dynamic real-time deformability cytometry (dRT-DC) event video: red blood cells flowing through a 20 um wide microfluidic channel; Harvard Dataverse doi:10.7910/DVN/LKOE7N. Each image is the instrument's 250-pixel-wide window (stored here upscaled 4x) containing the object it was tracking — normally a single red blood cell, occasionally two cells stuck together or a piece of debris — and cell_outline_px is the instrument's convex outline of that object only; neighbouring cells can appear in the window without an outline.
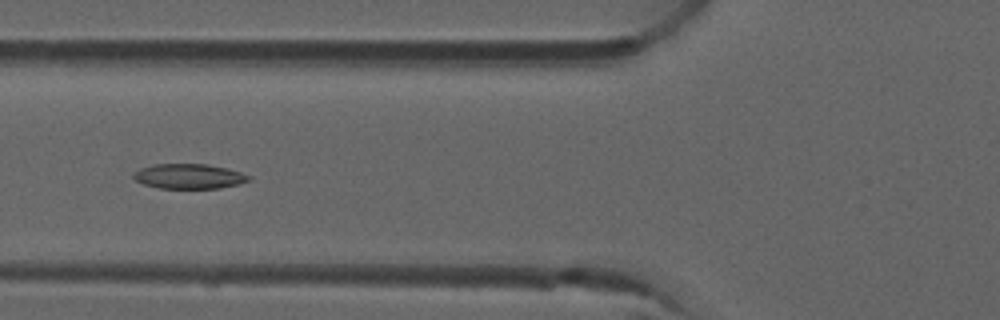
{"species": "common noctule bat (a hibernating species)", "species_latin": "Nyctalus noctula", "temperature_condition": "room temperature", "stored_images_in_passage": 7, "camera_frame_rate_fps": 3000, "um_per_image_px": 0.085, "animal": {"sex": "male", "forearm_length_mm": 52.5}, "frame": {"image": 1, "passage_image": 4, "time_ms": 1.0, "image_size_px": [1000, 320], "cell_outline_px": [[252, 180], [240, 184], [220, 188], [160, 188], [144, 184], [136, 180], [132, 176], [132, 172], [140, 168], [152, 164], [208, 164], [240, 172], [252, 176]], "centroid_in_image_um": [16.07, 14.98], "position_along_channel_um": 109.7, "area_um2": 16.82}}
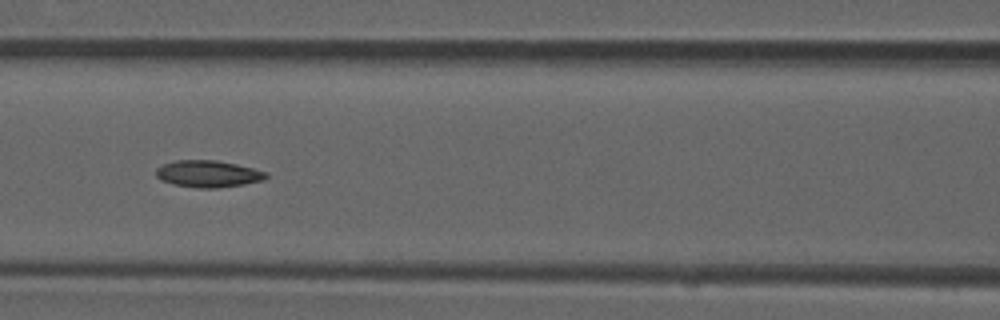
{"frame": {"image": 2, "passage_image": 5, "time_ms": 1.333, "image_size_px": [1000, 320], "cell_outline_px": [[268, 176], [264, 180], [244, 184], [216, 188], [196, 188], [176, 184], [160, 180], [156, 176], [156, 168], [164, 164], [176, 160], [216, 160], [236, 164], [268, 172]], "centroid_in_image_um": [17.7, 14.77], "position_along_channel_um": 148.9, "area_um2": 17.17}}
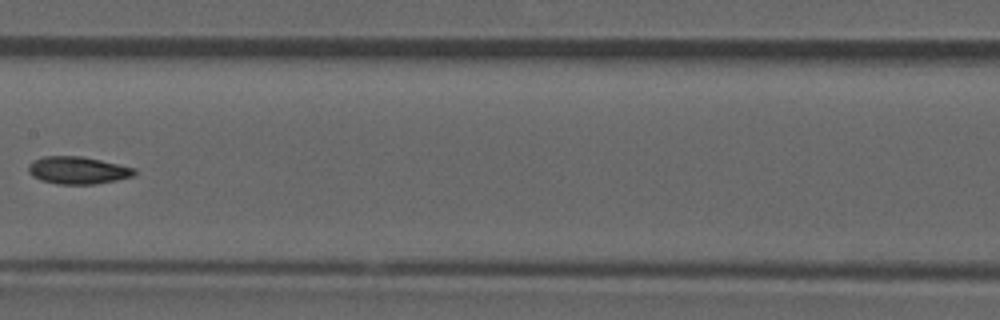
{"frame": {"image": 3, "passage_image": 6, "time_ms": 1.667, "image_size_px": [1000, 320], "cell_outline_px": [[136, 172], [132, 176], [116, 180], [92, 184], [56, 184], [40, 180], [32, 176], [28, 172], [28, 164], [32, 160], [44, 156], [80, 156], [100, 160], [136, 168]], "centroid_in_image_um": [6.56, 14.47], "position_along_channel_um": 200.8, "area_um2": 16.94}}